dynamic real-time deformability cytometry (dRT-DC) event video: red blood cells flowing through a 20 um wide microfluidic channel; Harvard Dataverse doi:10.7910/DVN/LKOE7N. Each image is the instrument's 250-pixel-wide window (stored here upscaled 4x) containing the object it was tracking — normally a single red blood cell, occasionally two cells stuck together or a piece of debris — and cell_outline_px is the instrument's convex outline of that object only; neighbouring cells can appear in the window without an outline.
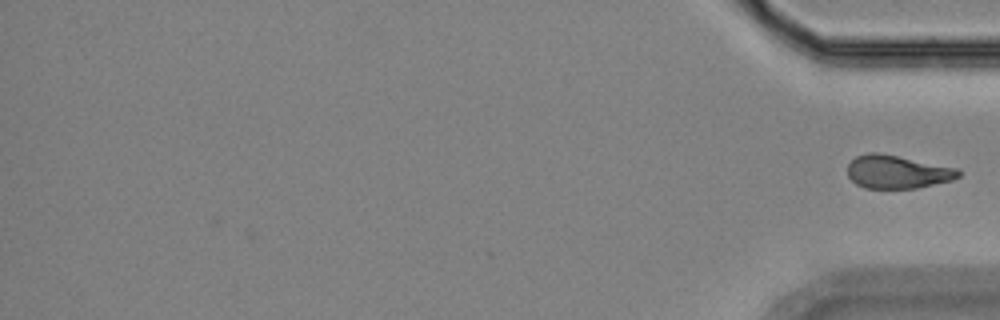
{"species": "Egyptian fruit bat (a non-hibernating species)", "species_latin": "Rousettus aegyptiacus", "temperature_condition": "room temperature", "stored_images_in_passage": 16, "camera_frame_rate_fps": 3000, "um_per_image_px": 0.085, "animal": {"sex": "female"}, "frame": {"image": 1, "passage_image": 16, "time_ms": 18.333, "image_size_px": [1000, 320], "cell_outline_px": [[960, 176], [952, 180], [916, 188], [864, 188], [856, 184], [848, 176], [848, 164], [856, 156], [868, 152], [876, 152], [956, 168], [960, 172]], "centroid_in_image_um": [76.23, 14.61], "position_along_channel_um": 359.0, "area_um2": 21.15}}